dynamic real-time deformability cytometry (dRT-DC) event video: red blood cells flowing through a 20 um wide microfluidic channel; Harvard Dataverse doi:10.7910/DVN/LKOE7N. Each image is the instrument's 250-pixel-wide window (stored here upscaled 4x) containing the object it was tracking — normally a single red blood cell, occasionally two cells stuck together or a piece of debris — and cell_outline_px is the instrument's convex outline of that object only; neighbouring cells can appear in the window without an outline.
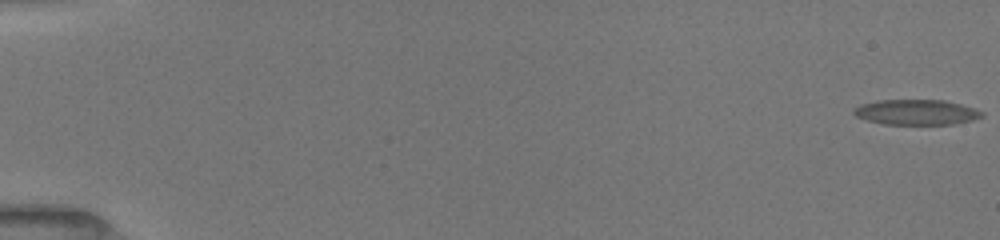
{"species": "common noctule bat (a hibernating species)", "species_latin": "Nyctalus noctula", "temperature_condition": "room temperature", "stored_images_in_passage": 53, "camera_frame_rate_fps": 3000, "um_per_image_px": 0.085, "animal": {"sex": "female", "body_mass_g": 19.5, "forearm_length_mm": 54.1}, "frame": {"image": 1, "passage_image": 1, "time_ms": 0.0, "image_size_px": [1000, 240], "cell_outline_px": [[984, 116], [972, 120], [952, 124], [884, 124], [868, 120], [856, 116], [852, 112], [852, 108], [860, 104], [880, 100], [944, 100], [960, 104], [984, 112]], "centroid_in_image_um": [77.86, 9.53], "position_along_channel_um": 7.1, "area_um2": 18.79}}
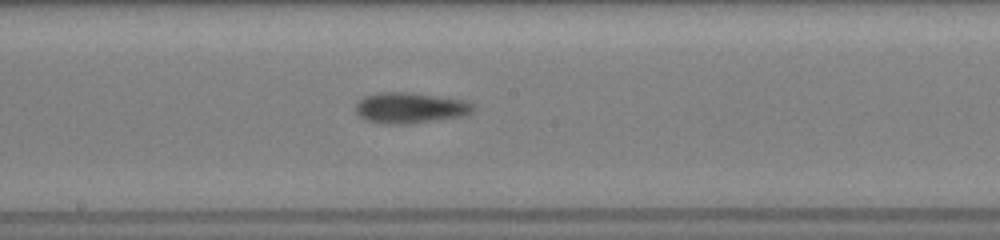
{"frame": {"image": 2, "passage_image": 30, "time_ms": 9.667, "image_size_px": [1000, 240], "cell_outline_px": [[472, 112], [460, 116], [408, 124], [384, 124], [368, 120], [360, 116], [356, 112], [356, 104], [364, 96], [380, 92], [412, 92], [464, 100], [472, 104]], "centroid_in_image_um": [34.82, 9.16], "position_along_channel_um": 213.4, "area_um2": 20.81}}
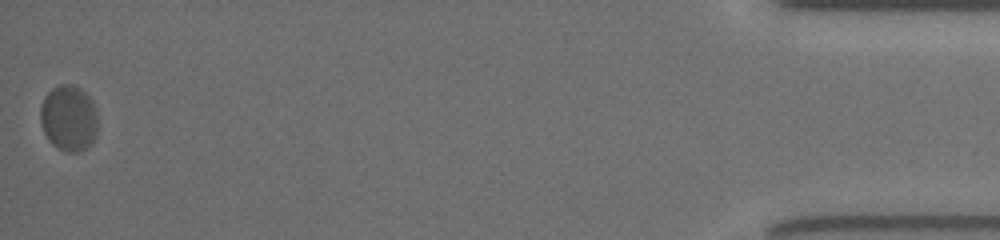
{"frame": {"image": 3, "passage_image": 53, "time_ms": 17.333, "image_size_px": [1000, 240], "cell_outline_px": [[96, 132], [88, 148], [80, 152], [68, 152], [52, 144], [48, 140], [40, 124], [40, 108], [44, 96], [52, 88], [60, 84], [72, 84], [80, 88], [92, 100], [96, 108]], "centroid_in_image_um": [5.82, 10.03], "position_along_channel_um": 429.4, "area_um2": 22.14}, "authors_computed_cell_mechanics": {"area_um2": 19.5942, "velocity_mm_per_s": 3.929, "shape_relaxation_time_tau1_ms": 3.4531, "shape_relaxation_time_tau2_ms": 1.3521, "deformation_change_tau1": 0.1183, "deformation_change_tau2": 0.0556}}